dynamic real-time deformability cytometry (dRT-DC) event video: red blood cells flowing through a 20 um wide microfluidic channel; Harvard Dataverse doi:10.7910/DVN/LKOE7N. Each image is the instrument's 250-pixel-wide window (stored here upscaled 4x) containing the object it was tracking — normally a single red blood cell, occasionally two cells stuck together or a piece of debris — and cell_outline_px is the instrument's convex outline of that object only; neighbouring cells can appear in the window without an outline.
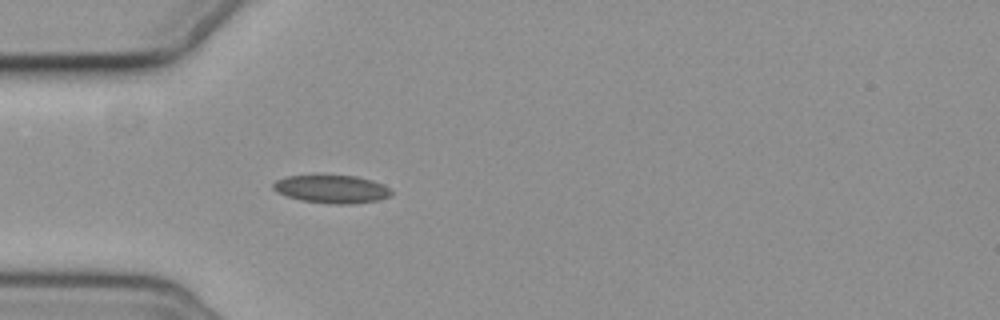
{"species": "common noctule bat (a hibernating species)", "species_latin": "Nyctalus noctula", "temperature_condition": "cold", "stored_images_in_passage": 3, "camera_frame_rate_fps": 3000, "um_per_image_px": 0.085, "animal": {"sex": "female", "body_mass_g": 19.3, "forearm_length_mm": 54.1}, "frame": {"image": 1, "passage_image": 3, "time_ms": 2.667, "image_size_px": [1000, 320], "cell_outline_px": [[392, 196], [376, 200], [352, 204], [332, 204], [300, 200], [276, 192], [272, 188], [272, 184], [276, 180], [288, 176], [356, 176], [372, 180], [384, 184], [392, 192]], "centroid_in_image_um": [28.2, 16.08], "position_along_channel_um": 56.8, "area_um2": 19.19}}